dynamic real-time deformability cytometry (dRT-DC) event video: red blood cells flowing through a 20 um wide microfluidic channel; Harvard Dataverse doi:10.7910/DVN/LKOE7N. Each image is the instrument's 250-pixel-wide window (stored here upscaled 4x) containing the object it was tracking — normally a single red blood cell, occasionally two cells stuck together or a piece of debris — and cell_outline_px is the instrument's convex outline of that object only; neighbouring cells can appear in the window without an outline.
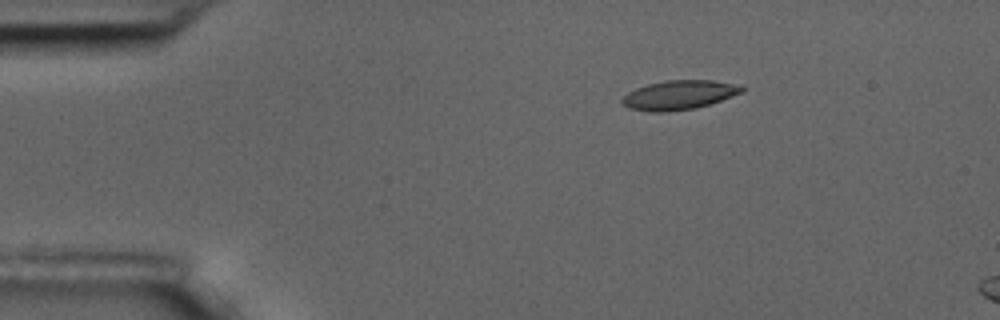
{"species": "common noctule bat (a hibernating species)", "species_latin": "Nyctalus noctula", "temperature_condition": "room temperature", "stored_images_in_passage": 3, "camera_frame_rate_fps": 3000, "um_per_image_px": 0.085, "animal": {"sex": "male", "body_mass_g": 17.5, "forearm_length_mm": 52.3}, "frame": {"image": 1, "passage_image": 1, "time_ms": 0.0, "image_size_px": [1000, 320], "cell_outline_px": [[744, 92], [696, 108], [664, 112], [652, 112], [628, 108], [620, 100], [628, 92], [636, 88], [648, 84], [664, 80], [712, 80], [744, 84]], "centroid_in_image_um": [57.76, 8.06], "position_along_channel_um": 27.2, "area_um2": 20.52}}